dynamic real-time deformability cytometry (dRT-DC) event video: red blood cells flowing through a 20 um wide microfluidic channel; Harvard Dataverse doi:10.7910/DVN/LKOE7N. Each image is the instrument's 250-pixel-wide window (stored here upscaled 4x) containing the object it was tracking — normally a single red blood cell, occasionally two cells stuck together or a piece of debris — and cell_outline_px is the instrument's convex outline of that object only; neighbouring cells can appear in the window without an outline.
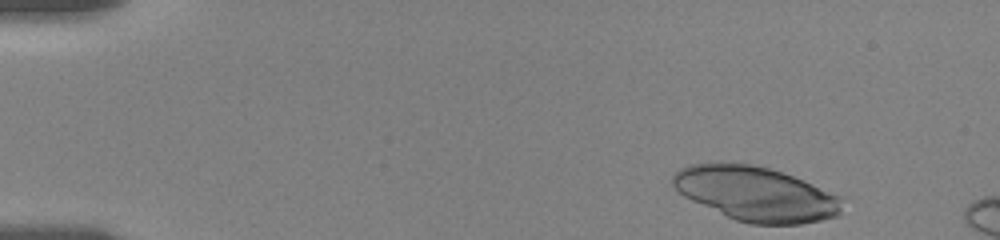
{"species": "human", "species_latin": "Homo sapiens", "temperature_condition": "room temperature", "stored_images_in_passage": 11, "camera_frame_rate_fps": 3000, "um_per_image_px": 0.085, "donor": {"sex": "female"}, "frame": {"image": 1, "passage_image": 1, "time_ms": 0.0, "image_size_px": [1000, 240], "cell_outline_px": [[840, 212], [836, 216], [820, 220], [800, 224], [752, 224], [736, 220], [692, 200], [684, 196], [672, 184], [672, 176], [680, 168], [688, 164], [716, 160], [752, 164], [768, 168], [804, 180], [840, 196]], "centroid_in_image_um": [64.19, 16.43], "position_along_channel_um": 20.8, "area_um2": 53.7}}